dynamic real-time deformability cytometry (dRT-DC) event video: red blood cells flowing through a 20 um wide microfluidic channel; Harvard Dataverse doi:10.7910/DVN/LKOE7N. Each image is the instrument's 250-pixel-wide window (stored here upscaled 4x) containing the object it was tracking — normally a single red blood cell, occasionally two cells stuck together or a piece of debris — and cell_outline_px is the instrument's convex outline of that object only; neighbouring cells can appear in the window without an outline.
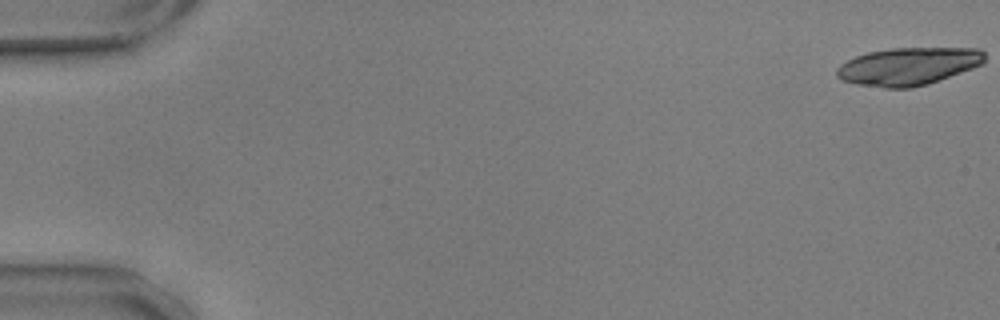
{"species": "common noctule bat (a hibernating species)", "species_latin": "Nyctalus noctula", "temperature_condition": "warm", "stored_images_in_passage": 34, "camera_frame_rate_fps": 3000, "um_per_image_px": 0.085, "animal": {"sex": "male", "body_mass_g": 17.9, "forearm_length_mm": 54.2}, "frame": {"image": 1, "passage_image": 1, "time_ms": 0.0, "image_size_px": [1000, 320], "cell_outline_px": [[984, 60], [980, 64], [972, 68], [928, 84], [912, 88], [884, 88], [856, 84], [840, 80], [836, 76], [836, 68], [840, 64], [856, 56], [868, 52], [892, 48], [980, 48], [984, 52]], "centroid_in_image_um": [77.16, 5.64], "position_along_channel_um": 7.8, "area_um2": 32.48}}